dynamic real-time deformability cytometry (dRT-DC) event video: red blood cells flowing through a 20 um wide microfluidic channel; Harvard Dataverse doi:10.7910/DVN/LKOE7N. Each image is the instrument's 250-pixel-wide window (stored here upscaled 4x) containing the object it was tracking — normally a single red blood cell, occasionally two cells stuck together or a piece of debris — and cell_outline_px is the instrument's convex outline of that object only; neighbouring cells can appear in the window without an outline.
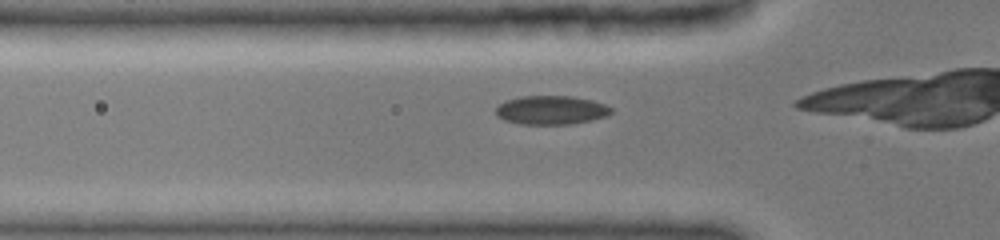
{"species": "common noctule bat (a hibernating species)", "species_latin": "Nyctalus noctula", "temperature_condition": "cold", "stored_images_in_passage": 18, "camera_frame_rate_fps": 3000, "um_per_image_px": 0.085, "animal": {"sex": "female", "body_mass_g": 19.0, "forearm_length_mm": 51.5}, "frame": {"image": 1, "passage_image": 10, "time_ms": 3.0, "image_size_px": [1000, 240], "cell_outline_px": [[612, 112], [604, 116], [588, 120], [568, 124], [520, 124], [504, 120], [496, 116], [496, 108], [500, 104], [508, 100], [520, 96], [572, 96], [592, 100], [604, 104], [612, 108]], "centroid_in_image_um": [46.81, 9.35], "position_along_channel_um": 79.0, "area_um2": 19.13}}
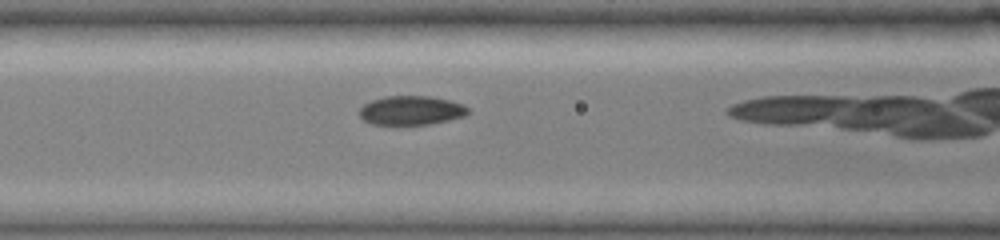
{"frame": {"image": 2, "passage_image": 13, "time_ms": 4.333, "image_size_px": [1000, 240], "cell_outline_px": [[468, 112], [464, 116], [448, 120], [428, 124], [372, 124], [364, 120], [360, 116], [360, 108], [364, 104], [372, 100], [384, 96], [428, 96], [448, 100], [464, 104], [468, 108]], "centroid_in_image_um": [34.94, 9.37], "position_along_channel_um": 131.7, "area_um2": 18.21}}
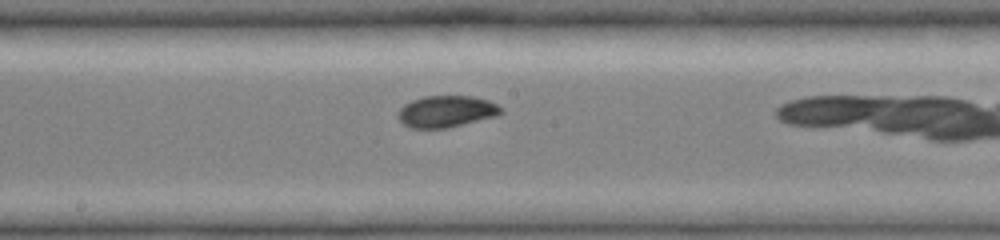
{"frame": {"image": 3, "passage_image": 17, "time_ms": 6.333, "image_size_px": [1000, 240], "cell_outline_px": [[504, 112], [496, 116], [448, 128], [412, 128], [404, 124], [396, 116], [400, 108], [404, 104], [412, 100], [424, 96], [472, 96], [488, 100], [504, 108]], "centroid_in_image_um": [37.95, 9.47], "position_along_channel_um": 210.2, "area_um2": 19.07}}